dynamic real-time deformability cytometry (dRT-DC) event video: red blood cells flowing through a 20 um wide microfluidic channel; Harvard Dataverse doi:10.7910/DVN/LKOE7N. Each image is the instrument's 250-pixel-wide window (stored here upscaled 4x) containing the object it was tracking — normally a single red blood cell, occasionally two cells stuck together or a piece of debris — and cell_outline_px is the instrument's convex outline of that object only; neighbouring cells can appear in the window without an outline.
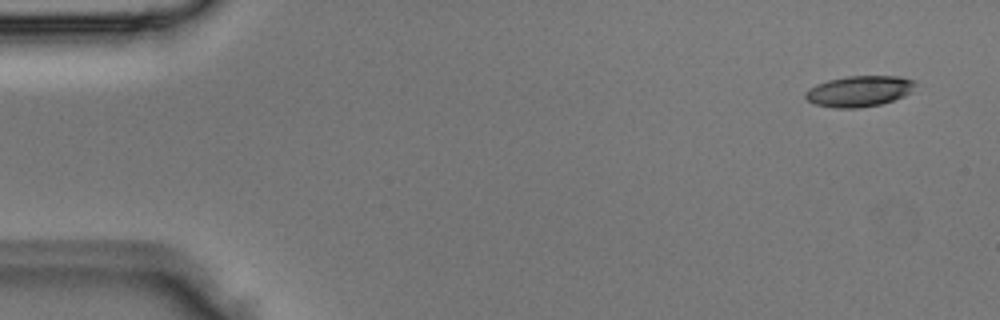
{"species": "Egyptian fruit bat (a non-hibernating species)", "species_latin": "Rousettus aegyptiacus", "temperature_condition": "room temperature", "stored_images_in_passage": 4, "camera_frame_rate_fps": 3000, "um_per_image_px": 0.085, "animal": {"sex": "male"}, "frame": {"image": 1, "passage_image": 1, "time_ms": 0.0, "image_size_px": [1000, 320], "cell_outline_px": [[916, 84], [904, 96], [880, 104], [860, 108], [836, 108], [816, 104], [808, 100], [804, 96], [804, 92], [816, 84], [828, 80], [848, 76], [900, 76], [916, 80]], "centroid_in_image_um": [73.02, 7.74], "position_along_channel_um": 12.0, "area_um2": 19.65}}
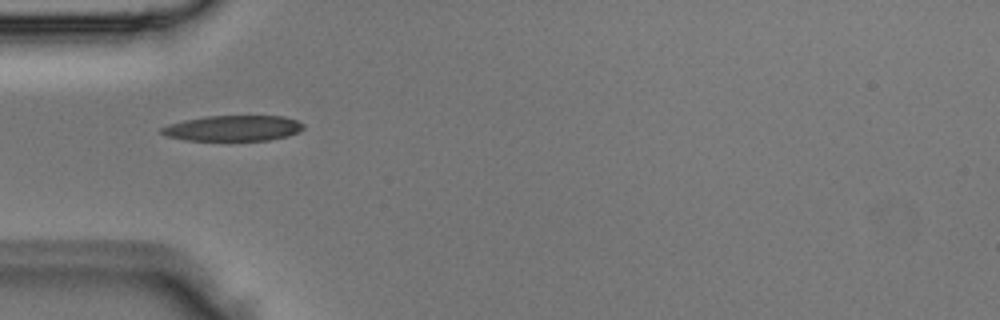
{"frame": {"image": 2, "passage_image": 4, "time_ms": 1.0, "image_size_px": [1000, 320], "cell_outline_px": [[304, 128], [300, 132], [288, 136], [268, 140], [184, 140], [164, 136], [160, 132], [160, 128], [168, 124], [184, 120], [204, 116], [284, 116], [296, 120], [304, 124]], "centroid_in_image_um": [19.8, 10.9], "position_along_channel_um": 65.2, "area_um2": 21.33}}